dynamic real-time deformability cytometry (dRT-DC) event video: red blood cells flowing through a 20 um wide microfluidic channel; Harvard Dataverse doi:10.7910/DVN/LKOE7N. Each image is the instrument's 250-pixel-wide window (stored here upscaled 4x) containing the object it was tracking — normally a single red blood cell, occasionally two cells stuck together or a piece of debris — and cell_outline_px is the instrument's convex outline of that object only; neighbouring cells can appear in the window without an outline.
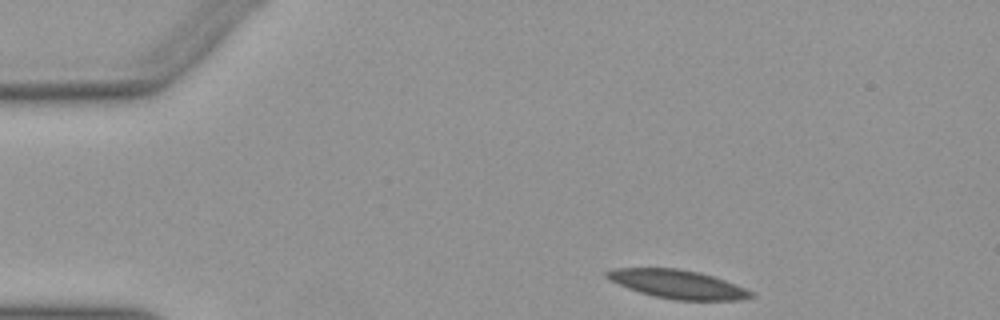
{"species": "Egyptian fruit bat (a non-hibernating species)", "species_latin": "Rousettus aegyptiacus", "temperature_condition": "warm", "stored_images_in_passage": 36, "camera_frame_rate_fps": 3000, "um_per_image_px": 0.085, "animal": {"sex": "female"}, "frame": {"image": 1, "passage_image": 1, "time_ms": 0.0, "image_size_px": [1000, 320], "cell_outline_px": [[756, 296], [740, 300], [672, 300], [640, 292], [628, 288], [608, 280], [604, 276], [604, 272], [612, 268], [680, 268], [700, 272], [724, 280], [744, 288], [752, 292]], "centroid_in_image_um": [57.56, 24.15], "position_along_channel_um": 27.4, "area_um2": 24.04}}
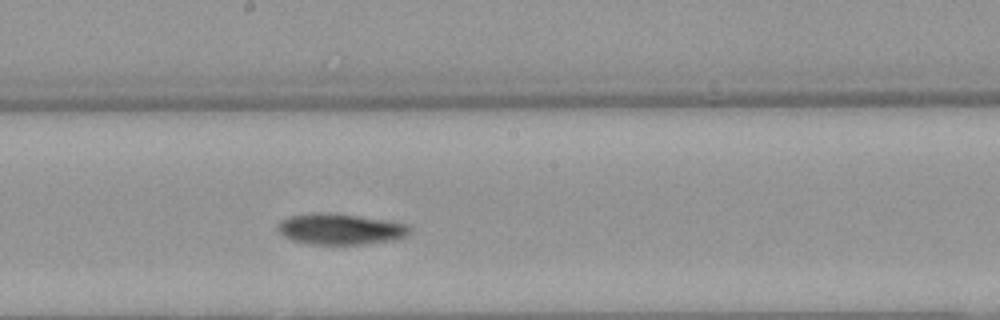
{"frame": {"image": 2, "passage_image": 21, "time_ms": 6.667, "image_size_px": [1000, 320], "cell_outline_px": [[412, 232], [408, 236], [396, 240], [368, 244], [308, 244], [292, 240], [284, 236], [276, 228], [276, 224], [280, 220], [288, 216], [320, 212], [356, 216], [388, 220], [408, 224], [412, 228]], "centroid_in_image_um": [28.97, 19.48], "position_along_channel_um": 219.2, "area_um2": 24.1}}
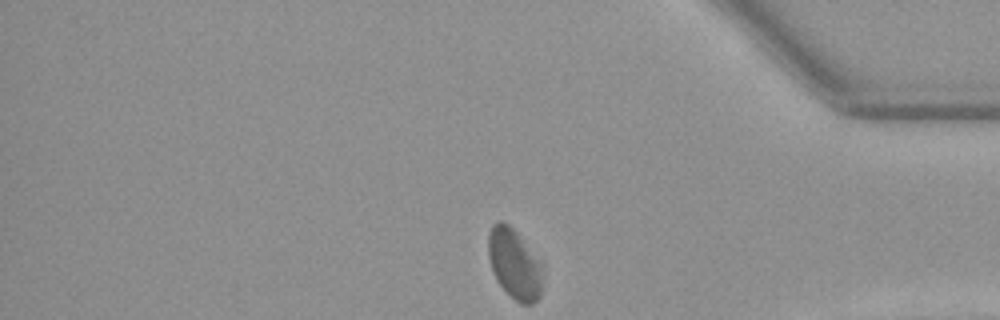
{"frame": {"image": 3, "passage_image": 36, "time_ms": 11.667, "image_size_px": [1000, 320], "cell_outline_px": [[540, 296], [532, 304], [520, 304], [496, 280], [488, 256], [488, 232], [492, 224], [496, 220], [500, 220], [508, 224], [516, 232], [540, 264]], "centroid_in_image_um": [43.66, 22.4], "position_along_channel_um": 391.5, "area_um2": 21.44}, "authors_computed_cell_mechanics": {"area_um2": 23.987, "velocity_mm_per_s": 3.8966, "shape_relaxation_time_tau1_ms": null, "shape_relaxation_time_tau2_ms": 9.1336, "deformation_change_tau1": null, "deformation_change_tau2": 0.1133}}